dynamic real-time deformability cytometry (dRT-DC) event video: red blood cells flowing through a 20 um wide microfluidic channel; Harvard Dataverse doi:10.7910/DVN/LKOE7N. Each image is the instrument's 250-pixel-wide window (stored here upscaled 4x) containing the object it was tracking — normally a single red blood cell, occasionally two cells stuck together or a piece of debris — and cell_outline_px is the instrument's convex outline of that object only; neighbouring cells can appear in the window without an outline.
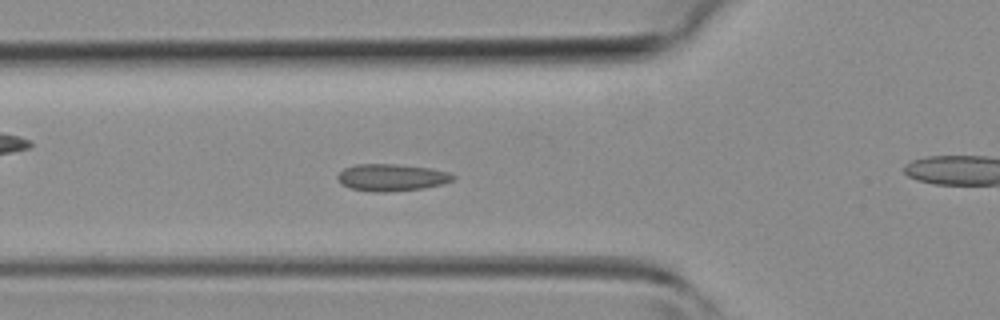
{"species": "common noctule bat (a hibernating species)", "species_latin": "Nyctalus noctula", "temperature_condition": "room temperature", "stored_images_in_passage": 27, "camera_frame_rate_fps": 3000, "um_per_image_px": 0.085, "animal": {"sex": "female", "body_mass_g": 19.3, "forearm_length_mm": 54.1}, "frame": {"image": 1, "passage_image": 12, "time_ms": 3.667, "image_size_px": [1000, 320], "cell_outline_px": [[456, 176], [452, 180], [444, 184], [424, 188], [384, 192], [372, 192], [348, 188], [340, 184], [336, 176], [344, 168], [356, 164], [396, 164], [428, 168], [448, 172]], "centroid_in_image_um": [33.25, 15.09], "position_along_channel_um": 92.6, "area_um2": 18.26}}
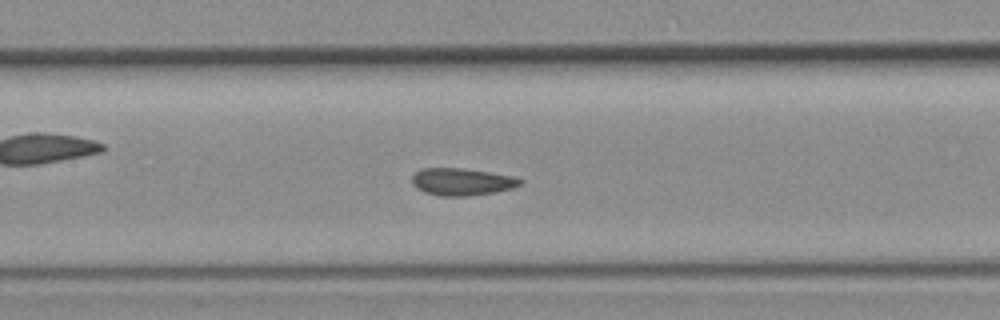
{"frame": {"image": 2, "passage_image": 17, "time_ms": 5.333, "image_size_px": [1000, 320], "cell_outline_px": [[524, 180], [520, 184], [512, 188], [496, 192], [468, 196], [440, 196], [424, 192], [416, 188], [412, 184], [412, 176], [420, 168], [464, 168], [516, 176]], "centroid_in_image_um": [39.26, 15.44], "position_along_channel_um": 168.1, "area_um2": 17.4}}
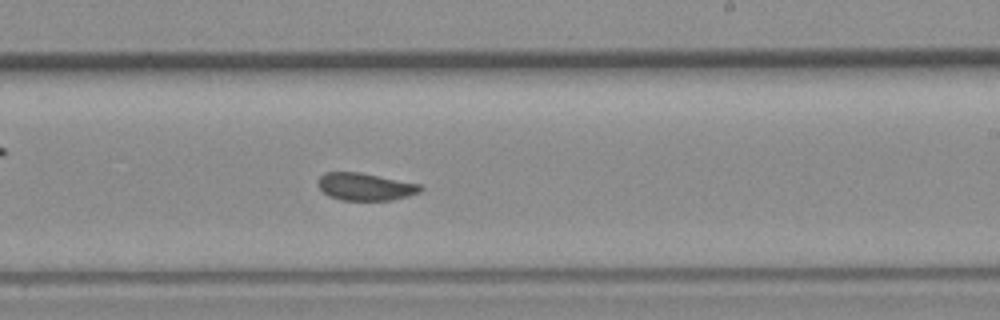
{"frame": {"image": 3, "passage_image": 23, "time_ms": 7.333, "image_size_px": [1000, 320], "cell_outline_px": [[424, 188], [420, 192], [408, 196], [392, 200], [340, 200], [328, 196], [316, 184], [316, 180], [324, 172], [360, 172], [420, 184]], "centroid_in_image_um": [31.02, 15.87], "position_along_channel_um": 258.0, "area_um2": 16.53}}